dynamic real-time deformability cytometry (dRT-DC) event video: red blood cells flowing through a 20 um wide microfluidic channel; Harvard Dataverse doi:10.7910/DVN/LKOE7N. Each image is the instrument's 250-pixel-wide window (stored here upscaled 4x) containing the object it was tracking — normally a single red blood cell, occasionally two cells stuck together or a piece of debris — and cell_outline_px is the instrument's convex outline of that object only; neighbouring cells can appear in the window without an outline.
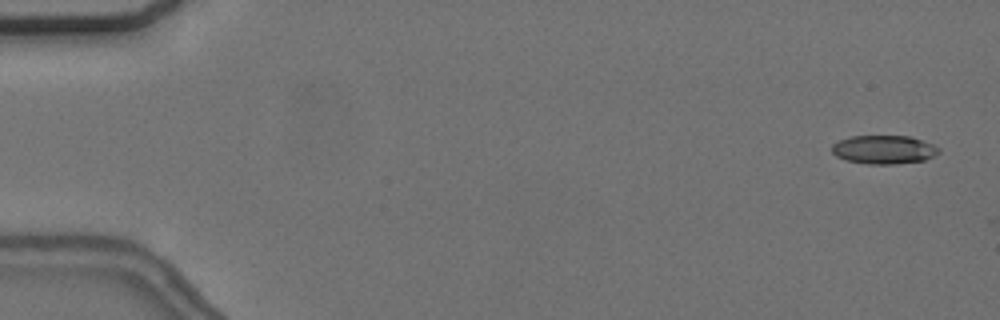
{"species": "common noctule bat (a hibernating species)", "species_latin": "Nyctalus noctula", "temperature_condition": "cold", "stored_images_in_passage": 7, "camera_frame_rate_fps": 3000, "um_per_image_px": 0.085, "animal": {"sex": "female", "body_mass_g": 24.6, "forearm_length_mm": 56.2}, "frame": {"image": 1, "passage_image": 3, "time_ms": 0.667, "image_size_px": [1000, 320], "cell_outline_px": [[940, 152], [924, 160], [896, 164], [868, 164], [848, 160], [836, 156], [832, 152], [832, 144], [848, 136], [908, 136], [932, 144], [940, 148]], "centroid_in_image_um": [75.11, 12.71], "position_along_channel_um": 9.9, "area_um2": 17.69}}